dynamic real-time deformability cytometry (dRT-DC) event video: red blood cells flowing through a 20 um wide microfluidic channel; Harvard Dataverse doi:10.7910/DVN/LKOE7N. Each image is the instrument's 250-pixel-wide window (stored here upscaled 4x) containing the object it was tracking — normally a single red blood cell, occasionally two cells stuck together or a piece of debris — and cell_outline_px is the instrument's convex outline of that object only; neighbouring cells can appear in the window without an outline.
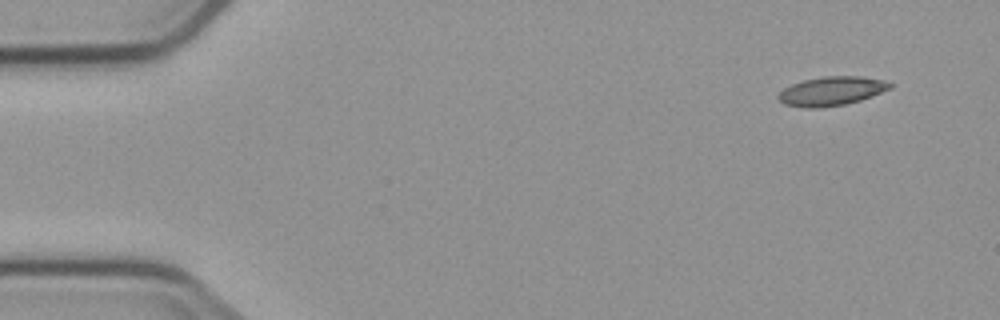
{"species": "common noctule bat (a hibernating species)", "species_latin": "Nyctalus noctula", "temperature_condition": "cold", "stored_images_in_passage": 8, "camera_frame_rate_fps": 3000, "um_per_image_px": 0.085, "animal": {"sex": "male", "body_mass_g": 23.1, "forearm_length_mm": 52.7}, "frame": {"image": 1, "passage_image": 1, "time_ms": 0.0, "image_size_px": [1000, 320], "cell_outline_px": [[892, 88], [872, 96], [860, 100], [844, 104], [820, 108], [804, 108], [784, 104], [776, 96], [784, 88], [792, 84], [804, 80], [824, 76], [860, 76], [884, 80], [892, 84]], "centroid_in_image_um": [70.68, 7.74], "position_along_channel_um": 14.3, "area_um2": 18.84}}
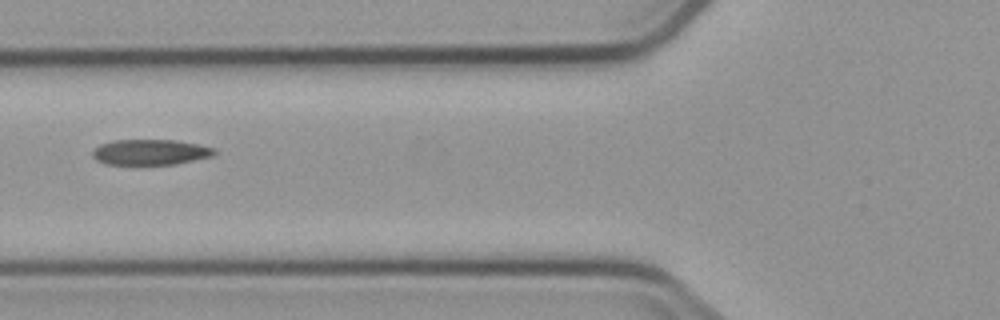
{"frame": {"image": 2, "passage_image": 5, "time_ms": 5.667, "image_size_px": [1000, 320], "cell_outline_px": [[216, 152], [212, 156], [176, 164], [104, 164], [96, 160], [92, 156], [92, 152], [100, 144], [112, 140], [176, 140], [200, 144], [216, 148]], "centroid_in_image_um": [12.79, 12.92], "position_along_channel_um": 113.0, "area_um2": 18.21}}
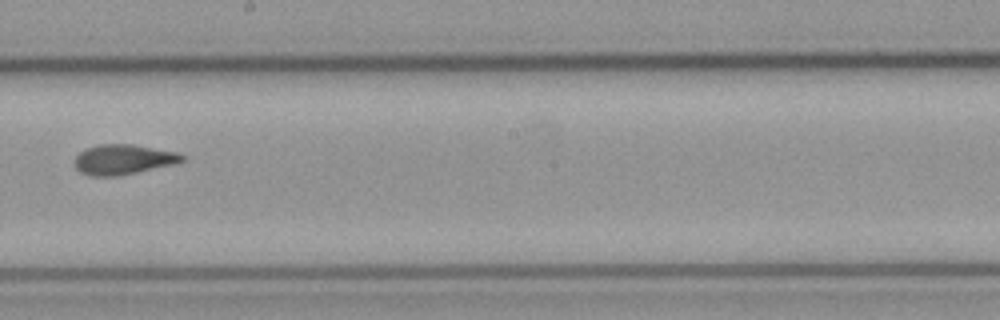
{"frame": {"image": 3, "passage_image": 8, "time_ms": 9.0, "image_size_px": [1000, 320], "cell_outline_px": [[184, 160], [176, 164], [116, 176], [92, 176], [80, 172], [76, 168], [72, 160], [84, 148], [100, 144], [132, 144], [176, 152], [184, 156]], "centroid_in_image_um": [10.43, 13.55], "position_along_channel_um": 237.8, "area_um2": 18.84}}